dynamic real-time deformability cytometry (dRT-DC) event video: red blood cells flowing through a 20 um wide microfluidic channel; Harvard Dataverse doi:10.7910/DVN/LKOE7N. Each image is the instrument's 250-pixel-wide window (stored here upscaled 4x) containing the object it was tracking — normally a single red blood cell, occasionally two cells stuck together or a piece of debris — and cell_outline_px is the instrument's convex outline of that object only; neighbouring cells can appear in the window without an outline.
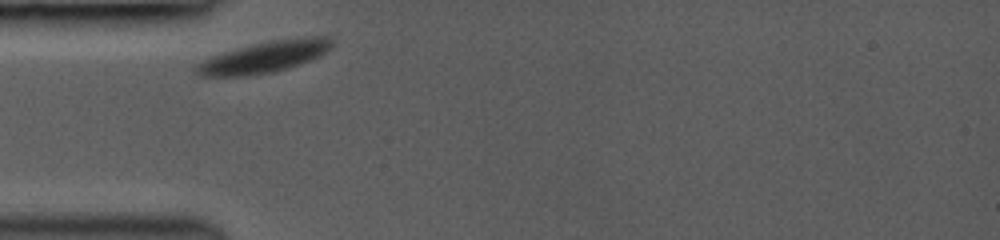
{"species": "common noctule bat (a hibernating species)", "species_latin": "Nyctalus noctula", "temperature_condition": "room temperature", "stored_images_in_passage": 4, "camera_frame_rate_fps": 3000, "um_per_image_px": 0.085, "animal": {"sex": "female", "body_mass_g": 19.0, "forearm_length_mm": 53.3}, "frame": {"image": 1, "passage_image": 1, "time_ms": 0.0, "image_size_px": [1000, 240], "cell_outline_px": [[332, 48], [320, 56], [272, 72], [248, 76], [200, 76], [196, 72], [196, 64], [212, 56], [240, 48], [272, 40], [312, 36], [332, 36]], "centroid_in_image_um": [22.51, 4.84], "position_along_channel_um": 62.5, "area_um2": 24.22}}
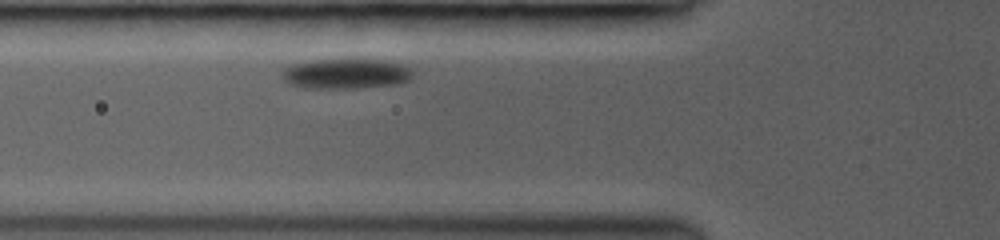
{"frame": {"image": 2, "passage_image": 4, "time_ms": 1.0, "image_size_px": [1000, 240], "cell_outline_px": [[412, 80], [400, 84], [352, 88], [312, 88], [288, 84], [280, 76], [280, 72], [284, 68], [292, 64], [316, 60], [380, 60], [400, 64], [408, 68], [412, 72]], "centroid_in_image_um": [29.38, 6.28], "position_along_channel_um": 96.4, "area_um2": 22.77}}